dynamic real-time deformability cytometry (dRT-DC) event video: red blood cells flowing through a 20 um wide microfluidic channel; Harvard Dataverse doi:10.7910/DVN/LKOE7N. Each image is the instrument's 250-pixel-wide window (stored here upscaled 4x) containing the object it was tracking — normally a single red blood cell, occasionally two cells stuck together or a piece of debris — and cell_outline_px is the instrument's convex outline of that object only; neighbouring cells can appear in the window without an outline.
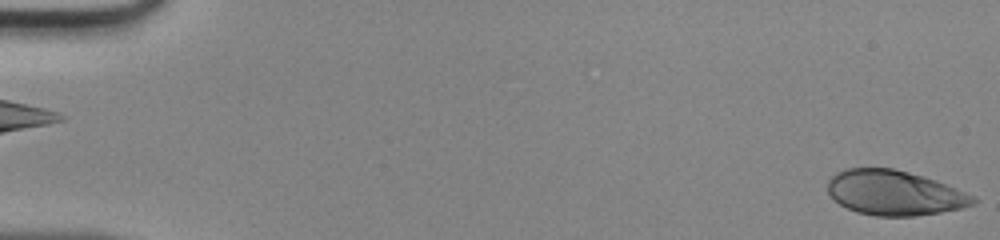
{"species": "human", "species_latin": "Homo sapiens", "temperature_condition": "room temperature", "stored_images_in_passage": 48, "camera_frame_rate_fps": 3000, "um_per_image_px": 0.085, "donor": {"sex": "male"}, "frame": {"image": 1, "passage_image": 1, "time_ms": 0.0, "image_size_px": [1000, 240], "cell_outline_px": [[980, 200], [976, 204], [960, 208], [940, 212], [912, 216], [876, 216], [856, 212], [840, 204], [828, 192], [828, 180], [836, 172], [844, 168], [892, 168], [908, 172], [936, 180], [976, 196]], "centroid_in_image_um": [76.05, 16.39], "position_along_channel_um": 8.9, "area_um2": 38.03}}
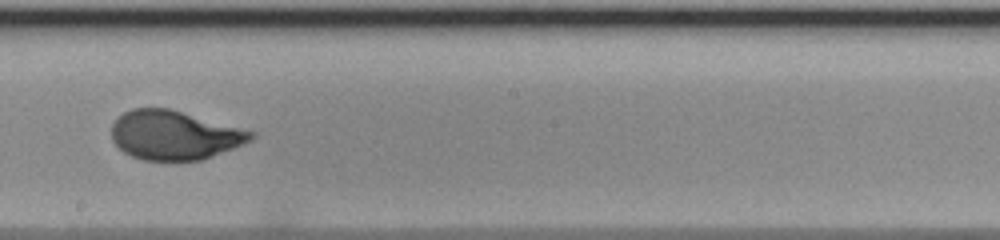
{"frame": {"image": 2, "passage_image": 28, "time_ms": 9.0, "image_size_px": [1000, 240], "cell_outline_px": [[256, 136], [252, 140], [244, 144], [204, 160], [144, 160], [132, 156], [124, 152], [112, 140], [112, 124], [124, 112], [132, 108], [168, 108], [256, 132]], "centroid_in_image_um": [14.85, 11.49], "position_along_channel_um": 233.4, "area_um2": 39.77}}
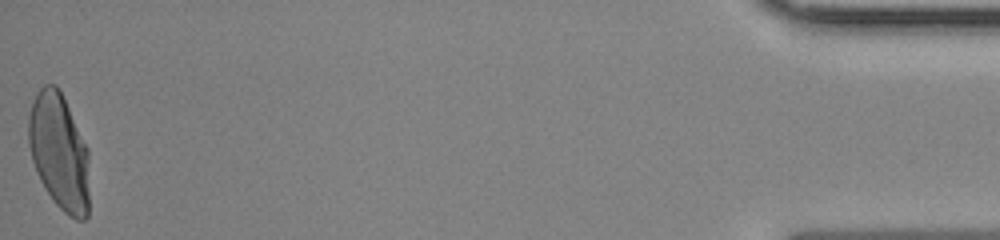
{"frame": {"image": 3, "passage_image": 48, "time_ms": 15.667, "image_size_px": [1000, 240], "cell_outline_px": [[88, 216], [84, 220], [76, 220], [68, 216], [52, 200], [44, 188], [36, 172], [32, 160], [28, 144], [28, 116], [32, 100], [40, 88], [44, 84], [56, 84], [88, 148]], "centroid_in_image_um": [5.01, 12.93], "position_along_channel_um": 430.2, "area_um2": 41.33}}